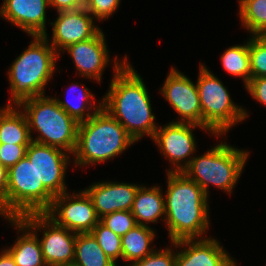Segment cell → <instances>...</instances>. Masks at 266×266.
<instances>
[{"mask_svg":"<svg viewBox=\"0 0 266 266\" xmlns=\"http://www.w3.org/2000/svg\"><path fill=\"white\" fill-rule=\"evenodd\" d=\"M114 75L102 99V108L116 119L134 139L153 138L156 126L151 100L143 79L124 56L114 58Z\"/></svg>","mask_w":266,"mask_h":266,"instance_id":"6da1fadb","label":"cell"},{"mask_svg":"<svg viewBox=\"0 0 266 266\" xmlns=\"http://www.w3.org/2000/svg\"><path fill=\"white\" fill-rule=\"evenodd\" d=\"M165 221L171 243L203 238L209 229L208 195L182 172L167 171Z\"/></svg>","mask_w":266,"mask_h":266,"instance_id":"7a4b0ae2","label":"cell"},{"mask_svg":"<svg viewBox=\"0 0 266 266\" xmlns=\"http://www.w3.org/2000/svg\"><path fill=\"white\" fill-rule=\"evenodd\" d=\"M33 41L12 63L8 70L10 93L7 105H19L22 101L44 95L52 78L59 54L51 46L47 35L32 36Z\"/></svg>","mask_w":266,"mask_h":266,"instance_id":"3957f363","label":"cell"},{"mask_svg":"<svg viewBox=\"0 0 266 266\" xmlns=\"http://www.w3.org/2000/svg\"><path fill=\"white\" fill-rule=\"evenodd\" d=\"M134 143L125 128L101 108L87 121L78 124L74 163L84 167L106 162Z\"/></svg>","mask_w":266,"mask_h":266,"instance_id":"277c9868","label":"cell"},{"mask_svg":"<svg viewBox=\"0 0 266 266\" xmlns=\"http://www.w3.org/2000/svg\"><path fill=\"white\" fill-rule=\"evenodd\" d=\"M18 106L27 117L30 135L32 130L39 134L37 138H31L33 142L74 153L79 123L59 106L55 97L35 96Z\"/></svg>","mask_w":266,"mask_h":266,"instance_id":"5b68a950","label":"cell"},{"mask_svg":"<svg viewBox=\"0 0 266 266\" xmlns=\"http://www.w3.org/2000/svg\"><path fill=\"white\" fill-rule=\"evenodd\" d=\"M248 156L247 150H240L222 142L205 154L193 157L181 172L195 181L207 195H209V184L231 194Z\"/></svg>","mask_w":266,"mask_h":266,"instance_id":"8992f818","label":"cell"},{"mask_svg":"<svg viewBox=\"0 0 266 266\" xmlns=\"http://www.w3.org/2000/svg\"><path fill=\"white\" fill-rule=\"evenodd\" d=\"M55 196L37 178L34 164L25 155L7 170L4 218L19 219L33 213H45Z\"/></svg>","mask_w":266,"mask_h":266,"instance_id":"52a82bcc","label":"cell"},{"mask_svg":"<svg viewBox=\"0 0 266 266\" xmlns=\"http://www.w3.org/2000/svg\"><path fill=\"white\" fill-rule=\"evenodd\" d=\"M197 91L202 109V127L215 136H223L236 123L246 119V109L233 103L227 88L202 63Z\"/></svg>","mask_w":266,"mask_h":266,"instance_id":"ba28073f","label":"cell"},{"mask_svg":"<svg viewBox=\"0 0 266 266\" xmlns=\"http://www.w3.org/2000/svg\"><path fill=\"white\" fill-rule=\"evenodd\" d=\"M30 230L43 231L38 238L47 266H72L77 233L57 225L45 213H33L19 218Z\"/></svg>","mask_w":266,"mask_h":266,"instance_id":"9c48e42d","label":"cell"},{"mask_svg":"<svg viewBox=\"0 0 266 266\" xmlns=\"http://www.w3.org/2000/svg\"><path fill=\"white\" fill-rule=\"evenodd\" d=\"M72 195L68 192L56 195L45 214L72 232L90 233L100 220L92 200L84 190Z\"/></svg>","mask_w":266,"mask_h":266,"instance_id":"30bf717a","label":"cell"},{"mask_svg":"<svg viewBox=\"0 0 266 266\" xmlns=\"http://www.w3.org/2000/svg\"><path fill=\"white\" fill-rule=\"evenodd\" d=\"M197 127L209 132L207 128L199 125L176 121L162 127L159 126L155 131L152 140L158 145L160 153L162 152V155L169 160L170 164H173L168 172H181L192 160L191 155L196 149V141L192 130Z\"/></svg>","mask_w":266,"mask_h":266,"instance_id":"8fae6325","label":"cell"},{"mask_svg":"<svg viewBox=\"0 0 266 266\" xmlns=\"http://www.w3.org/2000/svg\"><path fill=\"white\" fill-rule=\"evenodd\" d=\"M68 154L62 149L33 141L26 149V156L34 164L39 182L54 196L67 192L65 175L70 163Z\"/></svg>","mask_w":266,"mask_h":266,"instance_id":"7c38bea8","label":"cell"},{"mask_svg":"<svg viewBox=\"0 0 266 266\" xmlns=\"http://www.w3.org/2000/svg\"><path fill=\"white\" fill-rule=\"evenodd\" d=\"M161 94L181 117L177 122L202 127V109L197 85L184 73L172 67L162 85Z\"/></svg>","mask_w":266,"mask_h":266,"instance_id":"4fadbf2b","label":"cell"},{"mask_svg":"<svg viewBox=\"0 0 266 266\" xmlns=\"http://www.w3.org/2000/svg\"><path fill=\"white\" fill-rule=\"evenodd\" d=\"M94 17L84 8L59 11L53 27L51 46L59 54L67 46L95 37L101 29L94 25ZM60 51V52H59Z\"/></svg>","mask_w":266,"mask_h":266,"instance_id":"5bb4252c","label":"cell"},{"mask_svg":"<svg viewBox=\"0 0 266 266\" xmlns=\"http://www.w3.org/2000/svg\"><path fill=\"white\" fill-rule=\"evenodd\" d=\"M172 244L184 248L176 252L175 266H237L215 238L183 239Z\"/></svg>","mask_w":266,"mask_h":266,"instance_id":"9a60e30c","label":"cell"},{"mask_svg":"<svg viewBox=\"0 0 266 266\" xmlns=\"http://www.w3.org/2000/svg\"><path fill=\"white\" fill-rule=\"evenodd\" d=\"M101 30L95 37L71 44L62 50L67 51L73 59L74 65L84 78L101 82L104 68L109 64L110 56L106 39Z\"/></svg>","mask_w":266,"mask_h":266,"instance_id":"2e32d148","label":"cell"},{"mask_svg":"<svg viewBox=\"0 0 266 266\" xmlns=\"http://www.w3.org/2000/svg\"><path fill=\"white\" fill-rule=\"evenodd\" d=\"M141 185L119 182H97L84 191L88 194L99 218L116 211H131Z\"/></svg>","mask_w":266,"mask_h":266,"instance_id":"e0dca14e","label":"cell"},{"mask_svg":"<svg viewBox=\"0 0 266 266\" xmlns=\"http://www.w3.org/2000/svg\"><path fill=\"white\" fill-rule=\"evenodd\" d=\"M49 0H4L0 16L19 27L30 36L48 35L46 32V7Z\"/></svg>","mask_w":266,"mask_h":266,"instance_id":"ac0fdd59","label":"cell"},{"mask_svg":"<svg viewBox=\"0 0 266 266\" xmlns=\"http://www.w3.org/2000/svg\"><path fill=\"white\" fill-rule=\"evenodd\" d=\"M7 220L15 225L17 231L23 232L13 246L6 249L13 257L15 264L17 266H47L43 259L37 231L30 230L20 219Z\"/></svg>","mask_w":266,"mask_h":266,"instance_id":"d6986e66","label":"cell"},{"mask_svg":"<svg viewBox=\"0 0 266 266\" xmlns=\"http://www.w3.org/2000/svg\"><path fill=\"white\" fill-rule=\"evenodd\" d=\"M131 213L137 225L148 226L149 222L157 223L163 215L165 221V200L160 187L147 188L141 185L136 193Z\"/></svg>","mask_w":266,"mask_h":266,"instance_id":"ffe728a7","label":"cell"},{"mask_svg":"<svg viewBox=\"0 0 266 266\" xmlns=\"http://www.w3.org/2000/svg\"><path fill=\"white\" fill-rule=\"evenodd\" d=\"M3 107L0 109V144L29 145L32 135L25 113L17 105Z\"/></svg>","mask_w":266,"mask_h":266,"instance_id":"44dd1931","label":"cell"},{"mask_svg":"<svg viewBox=\"0 0 266 266\" xmlns=\"http://www.w3.org/2000/svg\"><path fill=\"white\" fill-rule=\"evenodd\" d=\"M154 231L149 226L136 225L121 236L122 259L132 265L150 255L154 251L152 247H149L155 238Z\"/></svg>","mask_w":266,"mask_h":266,"instance_id":"7402d4cb","label":"cell"},{"mask_svg":"<svg viewBox=\"0 0 266 266\" xmlns=\"http://www.w3.org/2000/svg\"><path fill=\"white\" fill-rule=\"evenodd\" d=\"M73 86H70L68 91H73L72 97L70 100H60L56 98L59 106L71 117L73 118L77 123H82L87 121L90 117H92L96 112H98L102 108V100L100 101L99 105L96 106V99L94 98V94L89 92V89L85 87L84 85H81V90L78 88L80 85L78 83L72 84ZM76 87V88H75ZM74 88V89H73ZM68 94V92H66ZM93 99L91 102L89 99ZM73 100V102H72ZM77 102V103H76ZM93 103V104H92ZM94 106V107H93ZM90 109H93V112L90 113Z\"/></svg>","mask_w":266,"mask_h":266,"instance_id":"603a6c76","label":"cell"},{"mask_svg":"<svg viewBox=\"0 0 266 266\" xmlns=\"http://www.w3.org/2000/svg\"><path fill=\"white\" fill-rule=\"evenodd\" d=\"M72 266H117L100 248L91 233H77Z\"/></svg>","mask_w":266,"mask_h":266,"instance_id":"cb8c5ba5","label":"cell"},{"mask_svg":"<svg viewBox=\"0 0 266 266\" xmlns=\"http://www.w3.org/2000/svg\"><path fill=\"white\" fill-rule=\"evenodd\" d=\"M242 26L253 36H266V0H239Z\"/></svg>","mask_w":266,"mask_h":266,"instance_id":"d4e9b609","label":"cell"},{"mask_svg":"<svg viewBox=\"0 0 266 266\" xmlns=\"http://www.w3.org/2000/svg\"><path fill=\"white\" fill-rule=\"evenodd\" d=\"M220 57L225 71L233 76L243 78L246 86L251 80L249 40L243 45L227 48Z\"/></svg>","mask_w":266,"mask_h":266,"instance_id":"484cf974","label":"cell"},{"mask_svg":"<svg viewBox=\"0 0 266 266\" xmlns=\"http://www.w3.org/2000/svg\"><path fill=\"white\" fill-rule=\"evenodd\" d=\"M90 233L112 261L116 263L119 257L122 259V241L120 235L115 234L100 221Z\"/></svg>","mask_w":266,"mask_h":266,"instance_id":"4316f807","label":"cell"},{"mask_svg":"<svg viewBox=\"0 0 266 266\" xmlns=\"http://www.w3.org/2000/svg\"><path fill=\"white\" fill-rule=\"evenodd\" d=\"M251 78L266 77V36L249 39Z\"/></svg>","mask_w":266,"mask_h":266,"instance_id":"83f0119b","label":"cell"},{"mask_svg":"<svg viewBox=\"0 0 266 266\" xmlns=\"http://www.w3.org/2000/svg\"><path fill=\"white\" fill-rule=\"evenodd\" d=\"M115 234L125 235L130 229L137 225L131 211H116L102 216L99 220Z\"/></svg>","mask_w":266,"mask_h":266,"instance_id":"f1b7e54d","label":"cell"},{"mask_svg":"<svg viewBox=\"0 0 266 266\" xmlns=\"http://www.w3.org/2000/svg\"><path fill=\"white\" fill-rule=\"evenodd\" d=\"M121 0H85L84 8L97 20L108 19L119 7Z\"/></svg>","mask_w":266,"mask_h":266,"instance_id":"f546056e","label":"cell"},{"mask_svg":"<svg viewBox=\"0 0 266 266\" xmlns=\"http://www.w3.org/2000/svg\"><path fill=\"white\" fill-rule=\"evenodd\" d=\"M176 253L171 248L155 250L142 260L127 266H175Z\"/></svg>","mask_w":266,"mask_h":266,"instance_id":"4dcf8cb0","label":"cell"},{"mask_svg":"<svg viewBox=\"0 0 266 266\" xmlns=\"http://www.w3.org/2000/svg\"><path fill=\"white\" fill-rule=\"evenodd\" d=\"M29 145L0 144V166L8 170L25 155Z\"/></svg>","mask_w":266,"mask_h":266,"instance_id":"1f68e13d","label":"cell"},{"mask_svg":"<svg viewBox=\"0 0 266 266\" xmlns=\"http://www.w3.org/2000/svg\"><path fill=\"white\" fill-rule=\"evenodd\" d=\"M245 88L250 96L266 105V77L251 78Z\"/></svg>","mask_w":266,"mask_h":266,"instance_id":"d6a6232c","label":"cell"},{"mask_svg":"<svg viewBox=\"0 0 266 266\" xmlns=\"http://www.w3.org/2000/svg\"><path fill=\"white\" fill-rule=\"evenodd\" d=\"M49 4L51 7H55L57 12H59L84 7L85 0H49Z\"/></svg>","mask_w":266,"mask_h":266,"instance_id":"836d02e7","label":"cell"},{"mask_svg":"<svg viewBox=\"0 0 266 266\" xmlns=\"http://www.w3.org/2000/svg\"><path fill=\"white\" fill-rule=\"evenodd\" d=\"M7 189V170L0 166V214L4 216V196Z\"/></svg>","mask_w":266,"mask_h":266,"instance_id":"e575fe53","label":"cell"},{"mask_svg":"<svg viewBox=\"0 0 266 266\" xmlns=\"http://www.w3.org/2000/svg\"><path fill=\"white\" fill-rule=\"evenodd\" d=\"M0 266H17L10 253L3 249L0 254Z\"/></svg>","mask_w":266,"mask_h":266,"instance_id":"d590c367","label":"cell"}]
</instances>
